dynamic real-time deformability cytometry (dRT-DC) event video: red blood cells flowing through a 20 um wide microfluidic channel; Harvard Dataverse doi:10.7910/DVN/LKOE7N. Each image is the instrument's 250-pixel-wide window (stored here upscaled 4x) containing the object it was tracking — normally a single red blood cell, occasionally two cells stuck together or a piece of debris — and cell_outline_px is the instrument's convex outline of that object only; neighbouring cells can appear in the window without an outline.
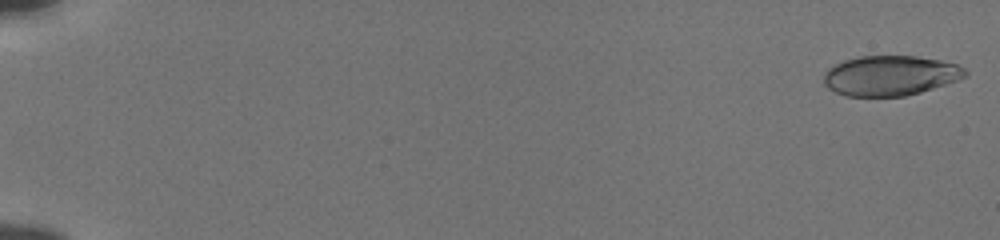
{"species": "human", "species_latin": "Homo sapiens", "temperature_condition": "cold", "stored_images_in_passage": 55, "camera_frame_rate_fps": 3000, "um_per_image_px": 0.085, "donor": {"sex": "male"}, "frame": {"image": 1, "passage_image": 1, "time_ms": 0.0, "image_size_px": [1000, 240], "cell_outline_px": [[968, 76], [920, 92], [904, 96], [844, 96], [828, 88], [824, 84], [824, 72], [828, 68], [844, 60], [860, 56], [916, 56], [940, 60], [956, 64], [964, 68], [968, 72]], "centroid_in_image_um": [75.65, 6.42], "position_along_channel_um": 9.3, "area_um2": 32.89}}
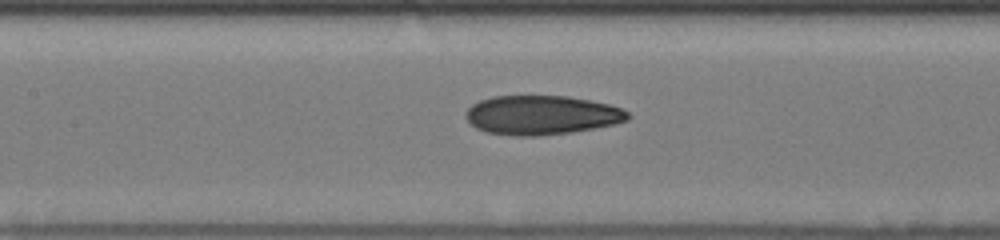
{"frame": {"image": 2, "passage_image": 28, "time_ms": 9.0, "image_size_px": [1000, 240], "cell_outline_px": [[632, 116], [628, 120], [616, 124], [572, 132], [536, 136], [512, 136], [484, 132], [476, 128], [464, 116], [468, 108], [472, 104], [480, 100], [492, 96], [568, 96], [592, 100], [608, 104], [620, 108], [628, 112]], "centroid_in_image_um": [46.04, 9.78], "position_along_channel_um": 161.4, "area_um2": 37.28}}
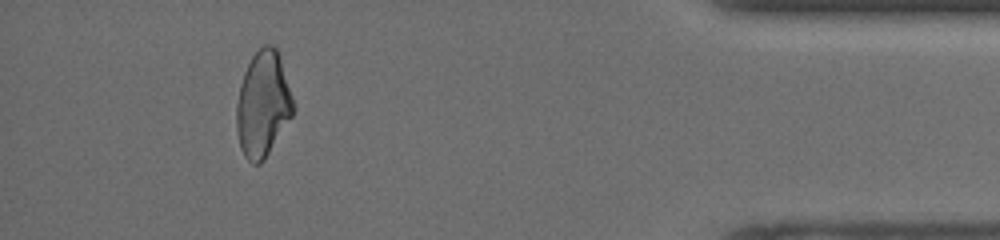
{"frame": {"image": 3, "passage_image": 51, "time_ms": 16.667, "image_size_px": [1000, 240], "cell_outline_px": [[296, 108], [292, 116], [264, 160], [260, 164], [252, 164], [244, 156], [240, 148], [236, 128], [236, 104], [240, 84], [244, 72], [252, 56], [264, 44], [272, 44], [276, 48], [280, 56]], "centroid_in_image_um": [22.35, 8.86], "position_along_channel_um": 412.9, "area_um2": 35.08}, "authors_computed_cell_mechanics": {"area_um2": 35.7204, "velocity_mm_per_s": 3.8535, "shape_relaxation_time_tau1_ms": 5.086, "shape_relaxation_time_tau2_ms": 3.085, "deformation_change_tau1": 0.1533, "deformation_change_tau2": 0.1022}}